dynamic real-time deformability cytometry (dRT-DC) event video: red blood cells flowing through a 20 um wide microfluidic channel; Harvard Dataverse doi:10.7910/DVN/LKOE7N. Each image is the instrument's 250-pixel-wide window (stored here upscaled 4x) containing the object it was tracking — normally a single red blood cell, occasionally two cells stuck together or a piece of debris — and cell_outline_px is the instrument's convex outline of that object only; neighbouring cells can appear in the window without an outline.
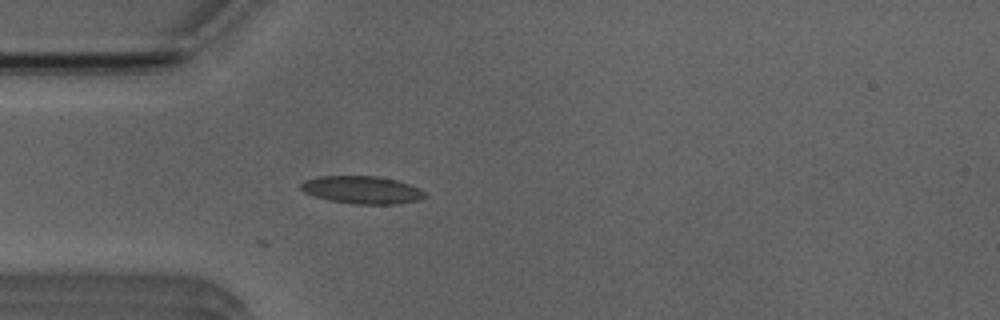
{"species": "Egyptian fruit bat (a non-hibernating species)", "species_latin": "Rousettus aegyptiacus", "temperature_condition": "room temperature", "stored_images_in_passage": 11, "camera_frame_rate_fps": 3000, "um_per_image_px": 0.085, "animal": {"sex": "male"}, "frame": {"image": 1, "passage_image": 11, "time_ms": 3.333, "image_size_px": [1000, 320], "cell_outline_px": [[428, 196], [420, 200], [396, 204], [352, 204], [328, 200], [312, 196], [304, 192], [300, 188], [300, 184], [304, 180], [320, 176], [376, 176], [396, 180], [420, 188]], "centroid_in_image_um": [30.76, 16.15], "position_along_channel_um": 54.2, "area_um2": 20.17}}